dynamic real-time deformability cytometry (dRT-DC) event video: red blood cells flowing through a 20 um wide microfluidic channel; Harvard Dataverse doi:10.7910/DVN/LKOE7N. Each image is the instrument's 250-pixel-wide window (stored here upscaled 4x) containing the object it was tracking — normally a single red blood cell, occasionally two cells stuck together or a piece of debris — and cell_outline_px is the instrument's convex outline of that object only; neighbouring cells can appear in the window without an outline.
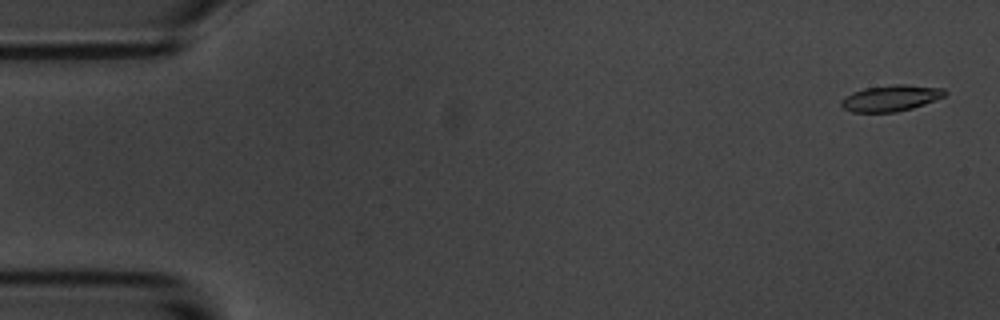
{"species": "common noctule bat (a hibernating species)", "species_latin": "Nyctalus noctula", "temperature_condition": "room temperature", "stored_images_in_passage": 56, "camera_frame_rate_fps": 3000, "um_per_image_px": 0.085, "animal": {"sex": "male", "body_mass_g": 20.1, "forearm_length_mm": 53.5}, "frame": {"image": 1, "passage_image": 2, "time_ms": 0.333, "image_size_px": [1000, 320], "cell_outline_px": [[948, 92], [944, 96], [924, 104], [912, 108], [896, 112], [852, 112], [844, 108], [840, 104], [840, 100], [852, 92], [864, 88], [892, 84], [908, 84], [944, 88]], "centroid_in_image_um": [75.72, 8.33], "position_along_channel_um": 9.3, "area_um2": 15.9}}
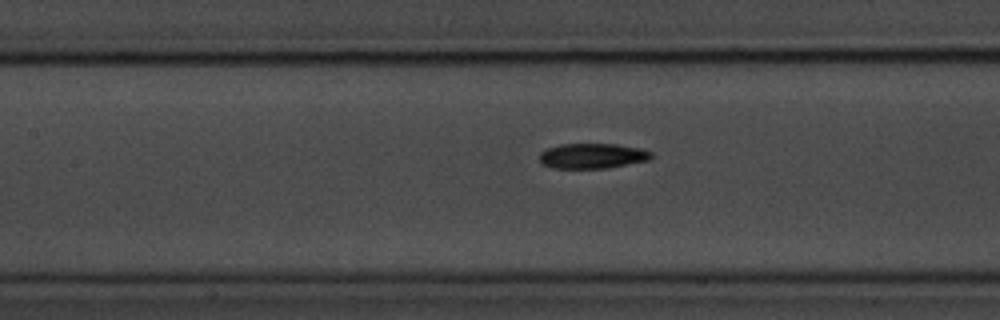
{"frame": {"image": 2, "passage_image": 25, "time_ms": 8.0, "image_size_px": [1000, 320], "cell_outline_px": [[652, 156], [648, 160], [608, 168], [552, 168], [540, 164], [540, 152], [548, 148], [560, 144], [616, 144], [640, 148], [652, 152]], "centroid_in_image_um": [50.33, 13.25], "position_along_channel_um": 157.1, "area_um2": 16.42}}
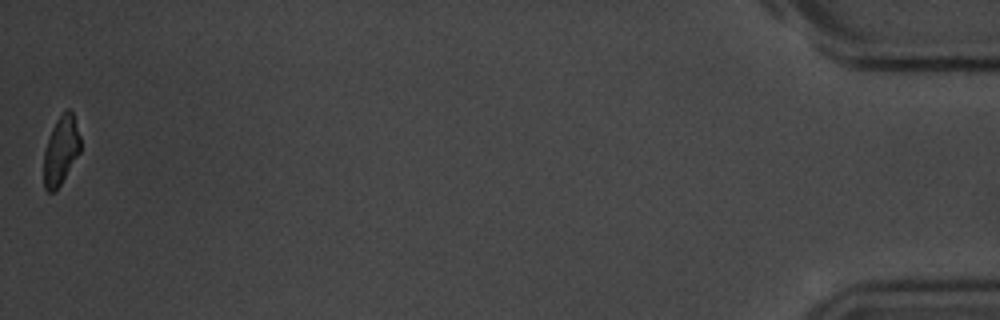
{"frame": {"image": 3, "passage_image": 56, "time_ms": 18.333, "image_size_px": [1000, 320], "cell_outline_px": [[80, 152], [60, 184], [52, 192], [48, 192], [44, 188], [44, 152], [52, 128], [56, 120], [68, 108], [72, 112], [80, 136]], "centroid_in_image_um": [5.17, 12.78], "position_along_channel_um": 430.0, "area_um2": 14.28}, "authors_computed_cell_mechanics": {"area_um2": 16.2129, "velocity_mm_per_s": 3.5837, "shape_relaxation_time_tau1_ms": 3.6554, "shape_relaxation_time_tau2_ms": 5.8971, "deformation_change_tau1": 0.1648, "deformation_change_tau2": 0.133}}